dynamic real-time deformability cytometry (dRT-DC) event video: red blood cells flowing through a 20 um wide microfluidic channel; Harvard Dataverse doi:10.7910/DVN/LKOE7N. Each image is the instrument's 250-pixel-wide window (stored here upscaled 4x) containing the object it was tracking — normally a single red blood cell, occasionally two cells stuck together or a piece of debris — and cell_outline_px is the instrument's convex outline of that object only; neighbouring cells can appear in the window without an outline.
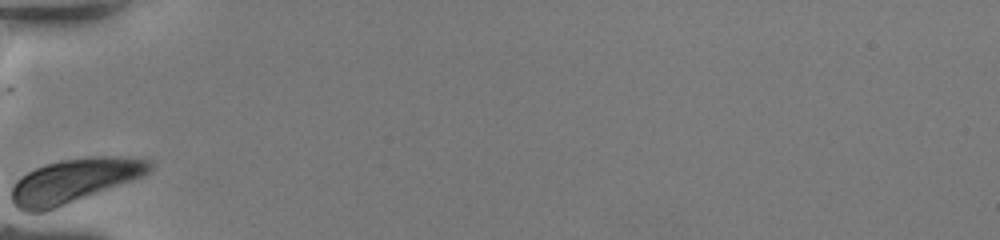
{"species": "human", "species_latin": "Homo sapiens", "temperature_condition": "room temperature", "stored_images_in_passage": 21, "camera_frame_rate_fps": 3000, "um_per_image_px": 0.085, "donor": {"sex": "female"}, "frame": {"image": 1, "passage_image": 1, "time_ms": 0.0, "image_size_px": [1000, 240], "cell_outline_px": [[152, 172], [132, 180], [56, 208], [44, 212], [24, 212], [16, 208], [12, 204], [12, 184], [20, 176], [44, 164], [60, 160], [92, 156], [120, 156], [152, 160]], "centroid_in_image_um": [6.28, 15.35], "position_along_channel_um": 78.7, "area_um2": 35.66}}